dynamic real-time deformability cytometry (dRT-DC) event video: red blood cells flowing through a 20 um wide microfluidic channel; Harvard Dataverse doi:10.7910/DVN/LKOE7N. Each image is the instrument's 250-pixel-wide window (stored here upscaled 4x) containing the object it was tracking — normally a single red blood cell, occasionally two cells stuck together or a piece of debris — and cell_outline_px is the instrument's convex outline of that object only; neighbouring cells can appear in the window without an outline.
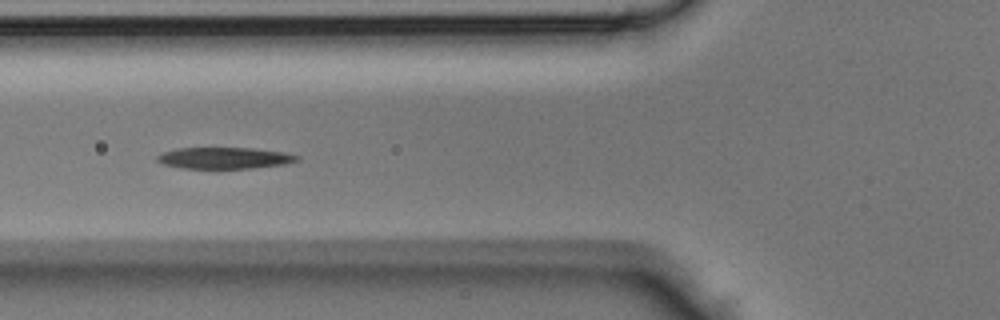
{"species": "Egyptian fruit bat (a non-hibernating species)", "species_latin": "Rousettus aegyptiacus", "temperature_condition": "room temperature", "stored_images_in_passage": 15, "camera_frame_rate_fps": 3000, "um_per_image_px": 0.085, "animal": {"sex": "male"}, "frame": {"image": 1, "passage_image": 5, "time_ms": 1.333, "image_size_px": [1000, 320], "cell_outline_px": [[300, 160], [284, 164], [252, 168], [184, 168], [164, 164], [156, 160], [156, 156], [164, 152], [176, 148], [256, 148], [284, 152], [300, 156]], "centroid_in_image_um": [19.11, 13.42], "position_along_channel_um": 106.7, "area_um2": 17.4}}
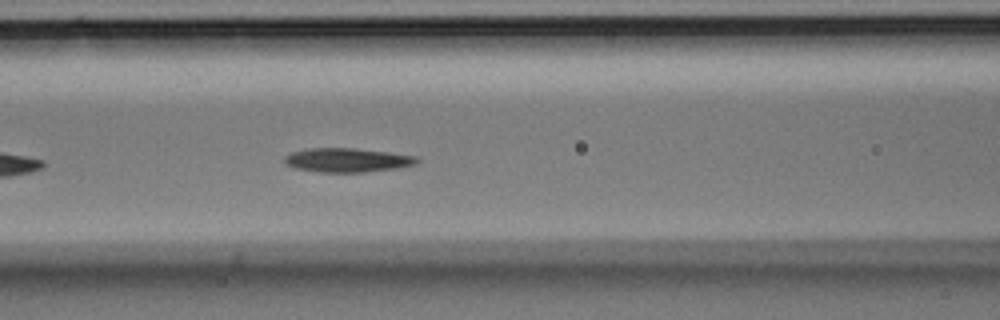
{"frame": {"image": 2, "passage_image": 7, "time_ms": 2.0, "image_size_px": [1000, 320], "cell_outline_px": [[420, 160], [416, 164], [396, 168], [364, 172], [320, 172], [296, 168], [284, 164], [284, 156], [292, 152], [308, 148], [352, 148], [388, 152], [416, 156]], "centroid_in_image_um": [29.5, 13.6], "position_along_channel_um": 137.1, "area_um2": 18.5}}
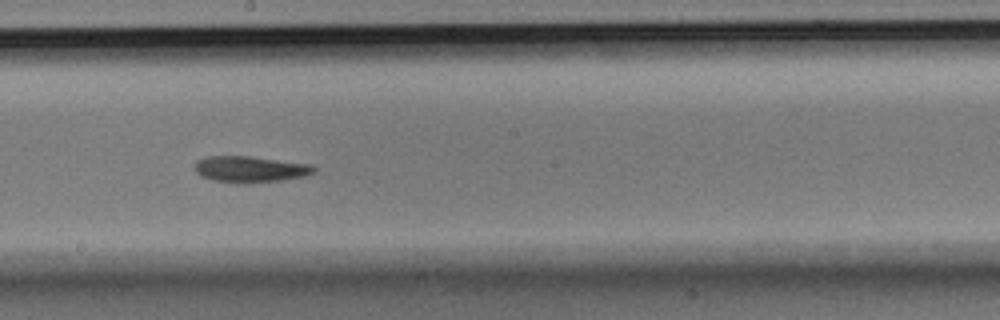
{"frame": {"image": 3, "passage_image": 13, "time_ms": 4.0, "image_size_px": [1000, 320], "cell_outline_px": [[316, 172], [304, 176], [280, 180], [248, 184], [212, 180], [200, 176], [196, 172], [196, 160], [204, 156], [252, 156], [312, 164], [316, 168]], "centroid_in_image_um": [21.28, 14.38], "position_along_channel_um": 226.9, "area_um2": 18.44}}